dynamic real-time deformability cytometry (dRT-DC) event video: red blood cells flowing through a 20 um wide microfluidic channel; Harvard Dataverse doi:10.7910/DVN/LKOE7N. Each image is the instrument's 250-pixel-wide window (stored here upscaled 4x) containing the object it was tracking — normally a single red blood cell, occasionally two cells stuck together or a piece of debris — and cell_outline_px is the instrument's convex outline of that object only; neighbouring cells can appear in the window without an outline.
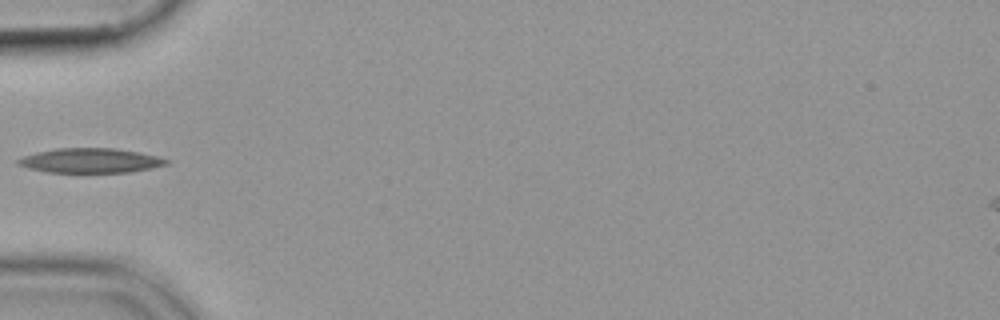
{"species": "common noctule bat (a hibernating species)", "species_latin": "Nyctalus noctula", "temperature_condition": "cold", "stored_images_in_passage": 36, "camera_frame_rate_fps": 3000, "um_per_image_px": 0.085, "animal": {"sex": "female", "body_mass_g": 19.9}, "frame": {"image": 1, "passage_image": 1, "time_ms": 0.0, "image_size_px": [1000, 320], "cell_outline_px": [[172, 160], [168, 164], [152, 168], [132, 172], [48, 172], [28, 168], [16, 164], [16, 160], [24, 156], [36, 152], [56, 148], [116, 148], [140, 152]], "centroid_in_image_um": [7.71, 13.64], "position_along_channel_um": 77.3, "area_um2": 21.39}}
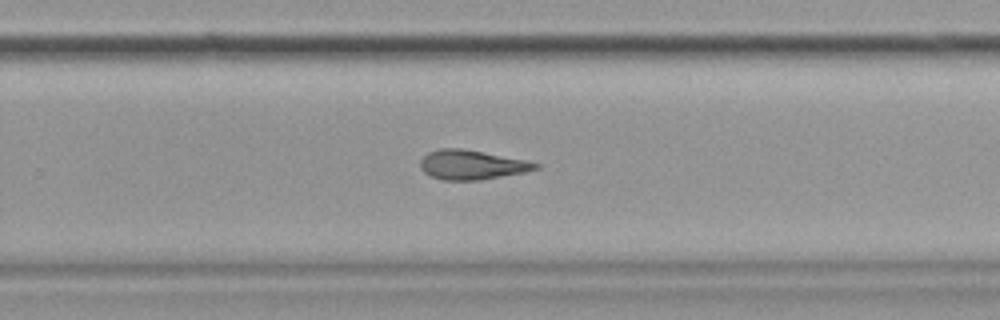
{"frame": {"image": 2, "passage_image": 18, "time_ms": 5.667, "image_size_px": [1000, 320], "cell_outline_px": [[540, 168], [524, 172], [480, 180], [444, 180], [432, 176], [424, 172], [420, 168], [420, 160], [428, 152], [440, 148], [460, 148], [528, 160], [540, 164]], "centroid_in_image_um": [40.1, 14.0], "position_along_channel_um": 289.7, "area_um2": 19.71}}
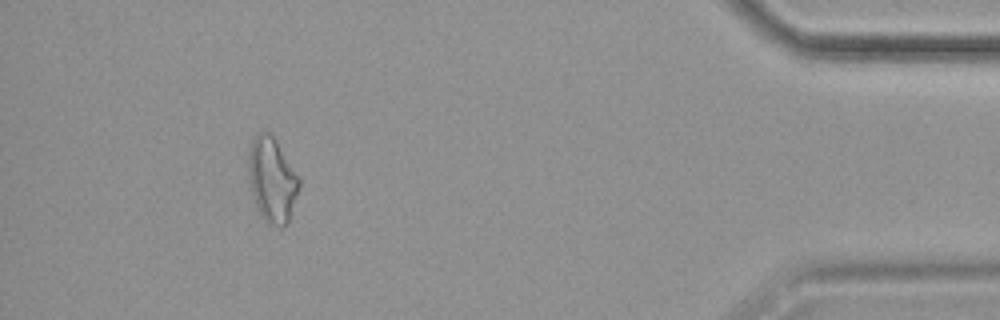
{"frame": {"image": 3, "passage_image": 32, "time_ms": 10.333, "image_size_px": [1000, 320], "cell_outline_px": [[300, 188], [288, 224], [284, 228], [280, 228], [268, 224], [260, 216], [252, 196], [248, 176], [248, 152], [252, 140], [260, 132], [268, 132], [276, 140], [300, 176]], "centroid_in_image_um": [23.14, 15.34], "position_along_channel_um": 412.1, "area_um2": 25.61}}